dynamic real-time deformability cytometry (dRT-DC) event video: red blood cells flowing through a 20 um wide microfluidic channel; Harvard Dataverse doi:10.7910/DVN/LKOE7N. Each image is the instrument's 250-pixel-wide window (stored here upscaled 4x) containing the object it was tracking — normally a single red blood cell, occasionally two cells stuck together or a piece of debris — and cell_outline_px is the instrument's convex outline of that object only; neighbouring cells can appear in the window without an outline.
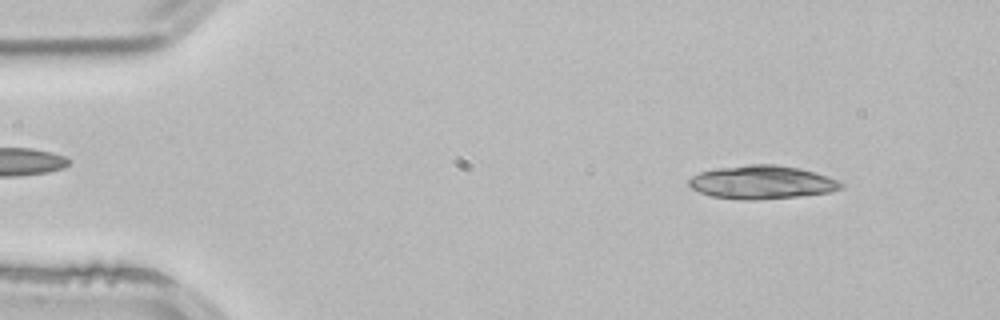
{"species": "common noctule bat (a hibernating species)", "species_latin": "Nyctalus noctula", "temperature_condition": "room temperature", "stored_images_in_passage": 24, "segment_of_instrument_passage": [1, 2], "camera_frame_rate_fps": 3000, "um_per_image_px": 0.085, "animal": {"sex": "male", "body_mass_g": 21.5, "forearm_length_mm": 52.0}, "frame": {"image": 1, "passage_image": 5, "time_ms": 1.333, "image_size_px": [1000, 320], "cell_outline_px": [[844, 188], [832, 192], [800, 196], [756, 200], [740, 200], [712, 196], [700, 192], [692, 188], [688, 184], [688, 180], [692, 176], [700, 172], [716, 168], [748, 164], [776, 164], [800, 168], [836, 180], [844, 184]], "centroid_in_image_um": [64.75, 15.49], "position_along_channel_um": 20.3, "area_um2": 29.65}}